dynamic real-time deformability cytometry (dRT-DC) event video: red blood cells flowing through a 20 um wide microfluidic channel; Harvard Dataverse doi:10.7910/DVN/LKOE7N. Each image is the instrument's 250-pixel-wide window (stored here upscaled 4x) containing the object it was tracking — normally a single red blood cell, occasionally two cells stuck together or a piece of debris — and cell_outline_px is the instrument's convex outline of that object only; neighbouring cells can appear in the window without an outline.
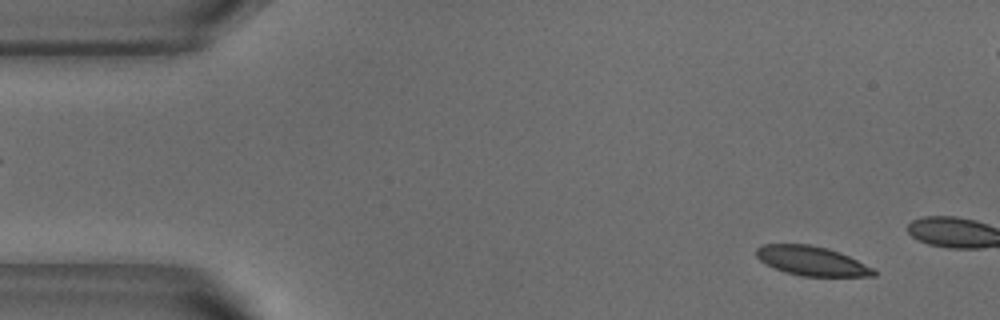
{"species": "common noctule bat (a hibernating species)", "species_latin": "Nyctalus noctula", "temperature_condition": "warm", "stored_images_in_passage": 12, "camera_frame_rate_fps": 3000, "um_per_image_px": 0.085, "animal": {"sex": "male", "body_mass_g": 18.8}, "frame": {"image": 1, "passage_image": 4, "time_ms": 1.0, "image_size_px": [1000, 320], "cell_outline_px": [[876, 276], [800, 276], [784, 272], [764, 264], [756, 256], [756, 248], [764, 244], [808, 244], [828, 248], [840, 252], [872, 268], [876, 272]], "centroid_in_image_um": [68.95, 22.18], "position_along_channel_um": 16.1, "area_um2": 20.06}}